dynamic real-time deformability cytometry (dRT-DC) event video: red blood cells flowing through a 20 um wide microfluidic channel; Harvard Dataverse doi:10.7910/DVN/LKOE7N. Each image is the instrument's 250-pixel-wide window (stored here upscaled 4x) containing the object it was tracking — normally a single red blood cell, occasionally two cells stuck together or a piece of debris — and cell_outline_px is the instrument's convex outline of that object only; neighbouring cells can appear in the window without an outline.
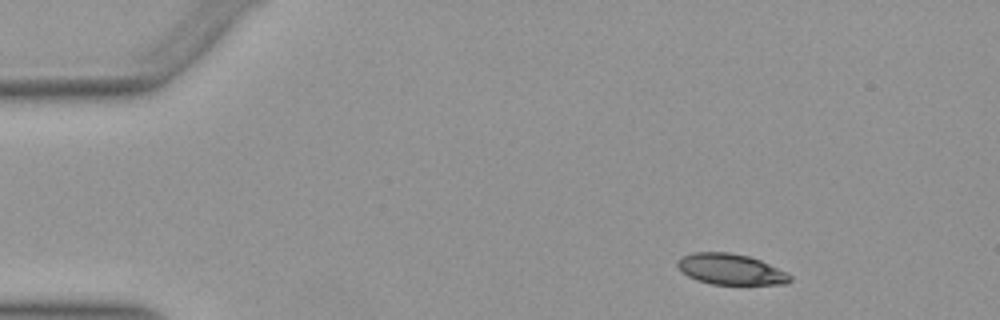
{"species": "Egyptian fruit bat (a non-hibernating species)", "species_latin": "Rousettus aegyptiacus", "temperature_condition": "warm", "stored_images_in_passage": 40, "camera_frame_rate_fps": 3000, "um_per_image_px": 0.085, "animal": {"sex": "female"}, "frame": {"image": 1, "passage_image": 1, "time_ms": 0.0, "image_size_px": [1000, 320], "cell_outline_px": [[792, 280], [788, 284], [712, 284], [696, 280], [680, 272], [676, 264], [676, 260], [680, 256], [692, 252], [728, 252], [748, 256], [760, 260], [788, 272], [792, 276]], "centroid_in_image_um": [62.08, 22.88], "position_along_channel_um": 22.9, "area_um2": 20.52}}
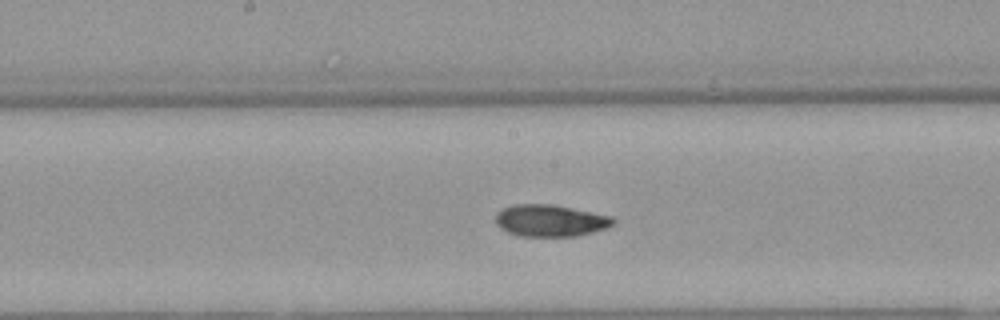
{"frame": {"image": 2, "passage_image": 21, "time_ms": 6.667, "image_size_px": [1000, 320], "cell_outline_px": [[616, 220], [612, 224], [604, 228], [592, 232], [576, 236], [516, 236], [500, 228], [496, 224], [496, 212], [512, 204], [552, 204], [612, 216]], "centroid_in_image_um": [46.73, 18.75], "position_along_channel_um": 201.5, "area_um2": 21.79}}
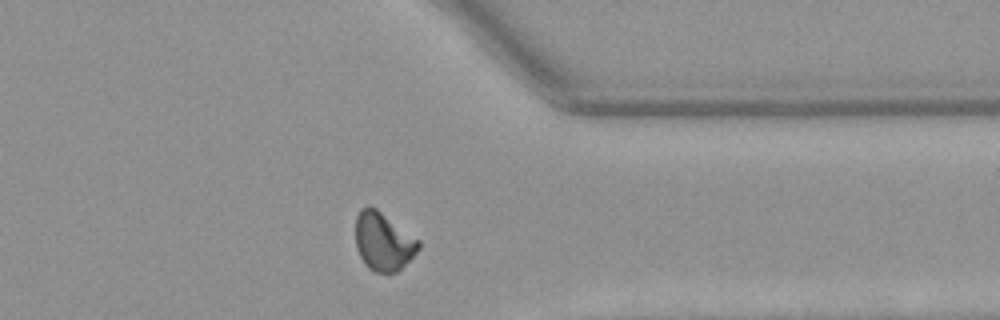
{"frame": {"image": 3, "passage_image": 35, "time_ms": 11.333, "image_size_px": [1000, 320], "cell_outline_px": [[420, 248], [396, 272], [388, 276], [376, 272], [368, 268], [360, 256], [356, 248], [356, 216], [360, 208], [368, 204], [376, 208], [420, 240]], "centroid_in_image_um": [32.56, 20.53], "position_along_channel_um": 378.8, "area_um2": 21.56}, "authors_computed_cell_mechanics": {"area_um2": 21.6461, "velocity_mm_per_s": 3.9482, "shape_relaxation_time_tau1_ms": 7.0055, "shape_relaxation_time_tau2_ms": 2.8195, "deformation_change_tau1": 0.1822, "deformation_change_tau2": 0.0774}}